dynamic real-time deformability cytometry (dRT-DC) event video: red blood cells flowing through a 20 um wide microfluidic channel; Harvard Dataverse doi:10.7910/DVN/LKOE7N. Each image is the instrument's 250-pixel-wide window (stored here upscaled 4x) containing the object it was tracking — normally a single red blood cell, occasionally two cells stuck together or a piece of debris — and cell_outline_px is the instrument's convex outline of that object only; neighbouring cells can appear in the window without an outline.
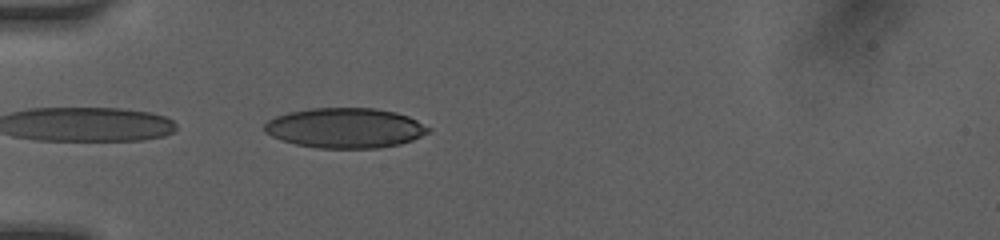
{"species": "human", "species_latin": "Homo sapiens", "temperature_condition": "room temperature", "stored_images_in_passage": 4, "camera_frame_rate_fps": 3000, "um_per_image_px": 0.085, "donor": {"sex": "female"}, "frame": {"image": 1, "passage_image": 1, "time_ms": 0.0, "image_size_px": [1000, 240], "cell_outline_px": [[432, 128], [428, 132], [412, 140], [400, 144], [376, 148], [316, 148], [296, 144], [272, 136], [264, 132], [264, 124], [268, 120], [276, 116], [288, 112], [312, 108], [376, 108], [396, 112], [408, 116]], "centroid_in_image_um": [29.34, 10.87], "position_along_channel_um": 55.7, "area_um2": 38.21}}